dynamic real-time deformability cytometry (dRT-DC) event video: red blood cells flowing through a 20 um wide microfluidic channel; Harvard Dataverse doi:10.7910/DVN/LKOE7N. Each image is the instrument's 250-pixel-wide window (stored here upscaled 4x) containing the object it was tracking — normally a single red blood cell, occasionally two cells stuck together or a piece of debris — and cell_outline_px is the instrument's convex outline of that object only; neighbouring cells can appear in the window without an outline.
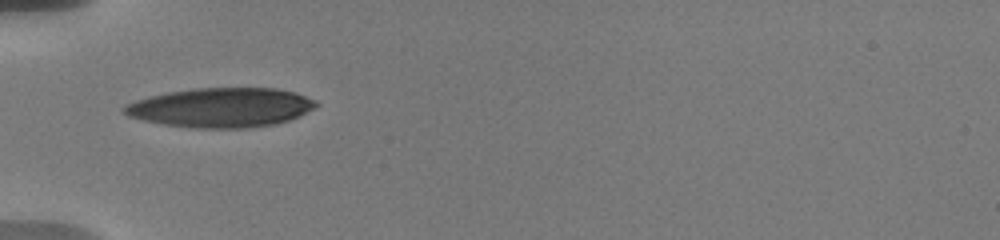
{"species": "human", "species_latin": "Homo sapiens", "temperature_condition": "warm", "stored_images_in_passage": 49, "camera_frame_rate_fps": 3000, "um_per_image_px": 0.085, "donor": {"sex": "male"}, "frame": {"image": 1, "passage_image": 1, "time_ms": 0.0, "image_size_px": [1000, 240], "cell_outline_px": [[320, 104], [316, 108], [300, 116], [276, 124], [248, 128], [192, 128], [164, 124], [144, 120], [128, 116], [120, 108], [124, 104], [148, 96], [168, 92], [196, 88], [276, 88], [296, 92], [316, 100]], "centroid_in_image_um": [18.82, 9.14], "position_along_channel_um": 66.2, "area_um2": 44.45}}
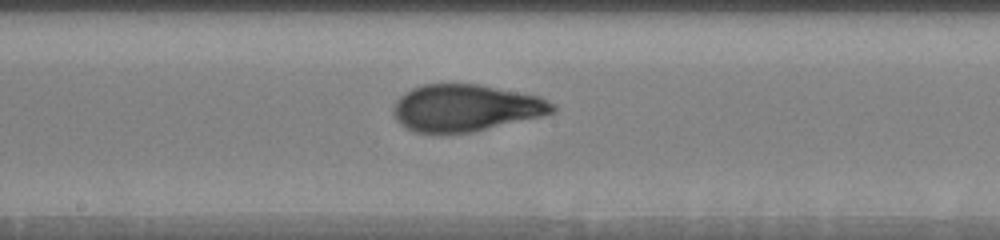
{"frame": {"image": 2, "passage_image": 16, "time_ms": 4.0, "image_size_px": [1000, 240], "cell_outline_px": [[556, 112], [540, 116], [472, 132], [416, 132], [400, 124], [396, 120], [392, 112], [392, 108], [396, 100], [404, 92], [412, 88], [424, 84], [480, 84], [540, 96], [556, 104]], "centroid_in_image_um": [39.58, 9.15], "position_along_channel_um": 208.6, "area_um2": 43.41}}
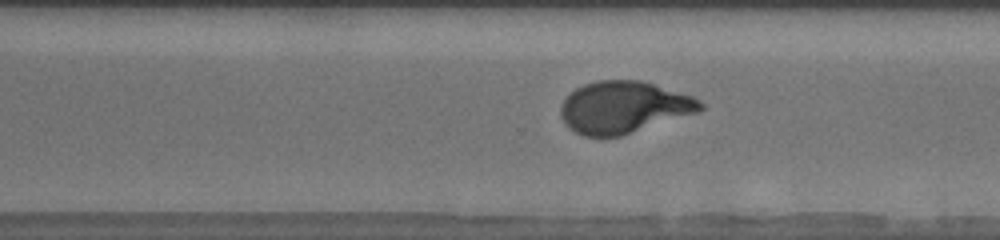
{"frame": {"image": 3, "passage_image": 28, "time_ms": 7.0, "image_size_px": [1000, 240], "cell_outline_px": [[704, 108], [700, 112], [620, 136], [584, 136], [568, 128], [560, 116], [560, 108], [564, 100], [576, 88], [584, 84], [600, 80], [640, 80], [692, 96], [700, 100], [704, 104]], "centroid_in_image_um": [53.03, 9.12], "position_along_channel_um": 317.6, "area_um2": 42.14}, "authors_computed_cell_mechanics": {"area_um2": 43.4078, "velocity_mm_per_s": 3.6567, "shape_relaxation_time_tau1_ms": 5.5662, "shape_relaxation_time_tau2_ms": 0.9338, "deformation_change_tau1": 0.2471, "deformation_change_tau2": 0.0697}}